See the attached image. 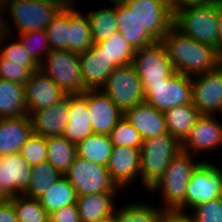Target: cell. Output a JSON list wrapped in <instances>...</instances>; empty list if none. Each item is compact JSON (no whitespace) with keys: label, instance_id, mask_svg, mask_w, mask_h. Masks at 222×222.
<instances>
[{"label":"cell","instance_id":"obj_4","mask_svg":"<svg viewBox=\"0 0 222 222\" xmlns=\"http://www.w3.org/2000/svg\"><path fill=\"white\" fill-rule=\"evenodd\" d=\"M173 26L198 42L212 45L218 52L219 24L216 1L176 12L173 15Z\"/></svg>","mask_w":222,"mask_h":222},{"label":"cell","instance_id":"obj_33","mask_svg":"<svg viewBox=\"0 0 222 222\" xmlns=\"http://www.w3.org/2000/svg\"><path fill=\"white\" fill-rule=\"evenodd\" d=\"M46 143L47 162L64 175L77 156L76 144L63 136L47 137Z\"/></svg>","mask_w":222,"mask_h":222},{"label":"cell","instance_id":"obj_43","mask_svg":"<svg viewBox=\"0 0 222 222\" xmlns=\"http://www.w3.org/2000/svg\"><path fill=\"white\" fill-rule=\"evenodd\" d=\"M190 213L194 222H222V196L197 206Z\"/></svg>","mask_w":222,"mask_h":222},{"label":"cell","instance_id":"obj_9","mask_svg":"<svg viewBox=\"0 0 222 222\" xmlns=\"http://www.w3.org/2000/svg\"><path fill=\"white\" fill-rule=\"evenodd\" d=\"M222 196V172L216 162L202 161L193 171L185 193V212Z\"/></svg>","mask_w":222,"mask_h":222},{"label":"cell","instance_id":"obj_17","mask_svg":"<svg viewBox=\"0 0 222 222\" xmlns=\"http://www.w3.org/2000/svg\"><path fill=\"white\" fill-rule=\"evenodd\" d=\"M87 108L94 134L109 135L123 113L101 89L87 90Z\"/></svg>","mask_w":222,"mask_h":222},{"label":"cell","instance_id":"obj_32","mask_svg":"<svg viewBox=\"0 0 222 222\" xmlns=\"http://www.w3.org/2000/svg\"><path fill=\"white\" fill-rule=\"evenodd\" d=\"M162 210L157 204L150 202H132L116 206L113 216L116 222H158Z\"/></svg>","mask_w":222,"mask_h":222},{"label":"cell","instance_id":"obj_19","mask_svg":"<svg viewBox=\"0 0 222 222\" xmlns=\"http://www.w3.org/2000/svg\"><path fill=\"white\" fill-rule=\"evenodd\" d=\"M68 95L51 106L29 113L33 134L47 137L62 136L69 122Z\"/></svg>","mask_w":222,"mask_h":222},{"label":"cell","instance_id":"obj_53","mask_svg":"<svg viewBox=\"0 0 222 222\" xmlns=\"http://www.w3.org/2000/svg\"><path fill=\"white\" fill-rule=\"evenodd\" d=\"M100 222H116L115 217L112 215L110 218H107L105 220H102Z\"/></svg>","mask_w":222,"mask_h":222},{"label":"cell","instance_id":"obj_28","mask_svg":"<svg viewBox=\"0 0 222 222\" xmlns=\"http://www.w3.org/2000/svg\"><path fill=\"white\" fill-rule=\"evenodd\" d=\"M94 44L88 15L77 9L69 11L68 50L86 52Z\"/></svg>","mask_w":222,"mask_h":222},{"label":"cell","instance_id":"obj_37","mask_svg":"<svg viewBox=\"0 0 222 222\" xmlns=\"http://www.w3.org/2000/svg\"><path fill=\"white\" fill-rule=\"evenodd\" d=\"M16 37H18L16 39L22 47L39 65L51 51L45 29L19 33Z\"/></svg>","mask_w":222,"mask_h":222},{"label":"cell","instance_id":"obj_34","mask_svg":"<svg viewBox=\"0 0 222 222\" xmlns=\"http://www.w3.org/2000/svg\"><path fill=\"white\" fill-rule=\"evenodd\" d=\"M64 175L45 161L32 166L29 187L23 194L29 198H38L45 192L49 186L60 180Z\"/></svg>","mask_w":222,"mask_h":222},{"label":"cell","instance_id":"obj_10","mask_svg":"<svg viewBox=\"0 0 222 222\" xmlns=\"http://www.w3.org/2000/svg\"><path fill=\"white\" fill-rule=\"evenodd\" d=\"M132 65L140 77L142 89L149 84L165 82L175 72L161 41L137 49Z\"/></svg>","mask_w":222,"mask_h":222},{"label":"cell","instance_id":"obj_45","mask_svg":"<svg viewBox=\"0 0 222 222\" xmlns=\"http://www.w3.org/2000/svg\"><path fill=\"white\" fill-rule=\"evenodd\" d=\"M216 0H168L172 15L190 7L204 6Z\"/></svg>","mask_w":222,"mask_h":222},{"label":"cell","instance_id":"obj_2","mask_svg":"<svg viewBox=\"0 0 222 222\" xmlns=\"http://www.w3.org/2000/svg\"><path fill=\"white\" fill-rule=\"evenodd\" d=\"M203 161L188 152L179 151L171 160L169 166L148 190L151 195L162 197V203L158 206L162 210H177L185 212V193L193 171Z\"/></svg>","mask_w":222,"mask_h":222},{"label":"cell","instance_id":"obj_12","mask_svg":"<svg viewBox=\"0 0 222 222\" xmlns=\"http://www.w3.org/2000/svg\"><path fill=\"white\" fill-rule=\"evenodd\" d=\"M216 115H200L189 135L181 143V149L203 161H210L209 153L222 146V123ZM202 153L204 156H202ZM205 153L208 155L206 156ZM201 154V155H200ZM206 158L204 159V157Z\"/></svg>","mask_w":222,"mask_h":222},{"label":"cell","instance_id":"obj_11","mask_svg":"<svg viewBox=\"0 0 222 222\" xmlns=\"http://www.w3.org/2000/svg\"><path fill=\"white\" fill-rule=\"evenodd\" d=\"M8 11V19H12L13 23H10L12 36L15 32L19 34L46 29L59 12L41 0H13Z\"/></svg>","mask_w":222,"mask_h":222},{"label":"cell","instance_id":"obj_47","mask_svg":"<svg viewBox=\"0 0 222 222\" xmlns=\"http://www.w3.org/2000/svg\"><path fill=\"white\" fill-rule=\"evenodd\" d=\"M0 222H17L15 209L8 199H0Z\"/></svg>","mask_w":222,"mask_h":222},{"label":"cell","instance_id":"obj_36","mask_svg":"<svg viewBox=\"0 0 222 222\" xmlns=\"http://www.w3.org/2000/svg\"><path fill=\"white\" fill-rule=\"evenodd\" d=\"M8 200L13 204L17 222H50L49 215L38 199L18 195Z\"/></svg>","mask_w":222,"mask_h":222},{"label":"cell","instance_id":"obj_52","mask_svg":"<svg viewBox=\"0 0 222 222\" xmlns=\"http://www.w3.org/2000/svg\"><path fill=\"white\" fill-rule=\"evenodd\" d=\"M13 0H0V5L3 7H9V4L12 2Z\"/></svg>","mask_w":222,"mask_h":222},{"label":"cell","instance_id":"obj_48","mask_svg":"<svg viewBox=\"0 0 222 222\" xmlns=\"http://www.w3.org/2000/svg\"><path fill=\"white\" fill-rule=\"evenodd\" d=\"M59 12L72 11L76 9V0H41Z\"/></svg>","mask_w":222,"mask_h":222},{"label":"cell","instance_id":"obj_29","mask_svg":"<svg viewBox=\"0 0 222 222\" xmlns=\"http://www.w3.org/2000/svg\"><path fill=\"white\" fill-rule=\"evenodd\" d=\"M77 192L69 180L63 176L60 180L49 186L47 192L39 196L37 199L48 215L55 210L61 209L68 205L76 204Z\"/></svg>","mask_w":222,"mask_h":222},{"label":"cell","instance_id":"obj_51","mask_svg":"<svg viewBox=\"0 0 222 222\" xmlns=\"http://www.w3.org/2000/svg\"><path fill=\"white\" fill-rule=\"evenodd\" d=\"M109 2H111V5H119V4H126L129 1L132 0H108Z\"/></svg>","mask_w":222,"mask_h":222},{"label":"cell","instance_id":"obj_23","mask_svg":"<svg viewBox=\"0 0 222 222\" xmlns=\"http://www.w3.org/2000/svg\"><path fill=\"white\" fill-rule=\"evenodd\" d=\"M32 134L30 116L0 119V157L19 152Z\"/></svg>","mask_w":222,"mask_h":222},{"label":"cell","instance_id":"obj_50","mask_svg":"<svg viewBox=\"0 0 222 222\" xmlns=\"http://www.w3.org/2000/svg\"><path fill=\"white\" fill-rule=\"evenodd\" d=\"M216 13L219 24L218 54L222 57V0H216Z\"/></svg>","mask_w":222,"mask_h":222},{"label":"cell","instance_id":"obj_5","mask_svg":"<svg viewBox=\"0 0 222 222\" xmlns=\"http://www.w3.org/2000/svg\"><path fill=\"white\" fill-rule=\"evenodd\" d=\"M40 69L47 74L66 95L82 94L87 89L82 79L78 53L66 50H51Z\"/></svg>","mask_w":222,"mask_h":222},{"label":"cell","instance_id":"obj_13","mask_svg":"<svg viewBox=\"0 0 222 222\" xmlns=\"http://www.w3.org/2000/svg\"><path fill=\"white\" fill-rule=\"evenodd\" d=\"M144 28L156 41H162L173 26L168 0H132L126 3Z\"/></svg>","mask_w":222,"mask_h":222},{"label":"cell","instance_id":"obj_27","mask_svg":"<svg viewBox=\"0 0 222 222\" xmlns=\"http://www.w3.org/2000/svg\"><path fill=\"white\" fill-rule=\"evenodd\" d=\"M164 115L167 132L182 143L201 114L191 103L166 110Z\"/></svg>","mask_w":222,"mask_h":222},{"label":"cell","instance_id":"obj_20","mask_svg":"<svg viewBox=\"0 0 222 222\" xmlns=\"http://www.w3.org/2000/svg\"><path fill=\"white\" fill-rule=\"evenodd\" d=\"M69 122L63 132V137L77 144L94 134L87 108V90L82 94L68 95Z\"/></svg>","mask_w":222,"mask_h":222},{"label":"cell","instance_id":"obj_46","mask_svg":"<svg viewBox=\"0 0 222 222\" xmlns=\"http://www.w3.org/2000/svg\"><path fill=\"white\" fill-rule=\"evenodd\" d=\"M158 222H194L189 212L177 210H164Z\"/></svg>","mask_w":222,"mask_h":222},{"label":"cell","instance_id":"obj_44","mask_svg":"<svg viewBox=\"0 0 222 222\" xmlns=\"http://www.w3.org/2000/svg\"><path fill=\"white\" fill-rule=\"evenodd\" d=\"M50 222H80L77 204L55 210L49 215Z\"/></svg>","mask_w":222,"mask_h":222},{"label":"cell","instance_id":"obj_30","mask_svg":"<svg viewBox=\"0 0 222 222\" xmlns=\"http://www.w3.org/2000/svg\"><path fill=\"white\" fill-rule=\"evenodd\" d=\"M77 156L95 164L107 166L113 152L109 135L92 134L76 144Z\"/></svg>","mask_w":222,"mask_h":222},{"label":"cell","instance_id":"obj_41","mask_svg":"<svg viewBox=\"0 0 222 222\" xmlns=\"http://www.w3.org/2000/svg\"><path fill=\"white\" fill-rule=\"evenodd\" d=\"M19 153L32 167L33 165L47 161V143L46 138L32 134L21 146Z\"/></svg>","mask_w":222,"mask_h":222},{"label":"cell","instance_id":"obj_3","mask_svg":"<svg viewBox=\"0 0 222 222\" xmlns=\"http://www.w3.org/2000/svg\"><path fill=\"white\" fill-rule=\"evenodd\" d=\"M181 143L168 132L145 139L141 146V184L145 192L163 175Z\"/></svg>","mask_w":222,"mask_h":222},{"label":"cell","instance_id":"obj_54","mask_svg":"<svg viewBox=\"0 0 222 222\" xmlns=\"http://www.w3.org/2000/svg\"><path fill=\"white\" fill-rule=\"evenodd\" d=\"M218 166L221 168V172H222V163L220 165L218 164Z\"/></svg>","mask_w":222,"mask_h":222},{"label":"cell","instance_id":"obj_15","mask_svg":"<svg viewBox=\"0 0 222 222\" xmlns=\"http://www.w3.org/2000/svg\"><path fill=\"white\" fill-rule=\"evenodd\" d=\"M31 170L19 152L0 157V199L23 195L29 187Z\"/></svg>","mask_w":222,"mask_h":222},{"label":"cell","instance_id":"obj_31","mask_svg":"<svg viewBox=\"0 0 222 222\" xmlns=\"http://www.w3.org/2000/svg\"><path fill=\"white\" fill-rule=\"evenodd\" d=\"M104 53L109 66L117 68L133 63L135 49L122 37L119 32L110 38L95 43Z\"/></svg>","mask_w":222,"mask_h":222},{"label":"cell","instance_id":"obj_7","mask_svg":"<svg viewBox=\"0 0 222 222\" xmlns=\"http://www.w3.org/2000/svg\"><path fill=\"white\" fill-rule=\"evenodd\" d=\"M144 101L165 112L192 103V76L174 72L165 82L149 84L143 89Z\"/></svg>","mask_w":222,"mask_h":222},{"label":"cell","instance_id":"obj_8","mask_svg":"<svg viewBox=\"0 0 222 222\" xmlns=\"http://www.w3.org/2000/svg\"><path fill=\"white\" fill-rule=\"evenodd\" d=\"M101 90L123 114L144 102L141 80L132 64L113 69Z\"/></svg>","mask_w":222,"mask_h":222},{"label":"cell","instance_id":"obj_18","mask_svg":"<svg viewBox=\"0 0 222 222\" xmlns=\"http://www.w3.org/2000/svg\"><path fill=\"white\" fill-rule=\"evenodd\" d=\"M28 114L62 100L65 92L41 69L33 72L24 85Z\"/></svg>","mask_w":222,"mask_h":222},{"label":"cell","instance_id":"obj_1","mask_svg":"<svg viewBox=\"0 0 222 222\" xmlns=\"http://www.w3.org/2000/svg\"><path fill=\"white\" fill-rule=\"evenodd\" d=\"M175 72L195 76L216 69L222 57L212 45L198 42L172 26L161 41Z\"/></svg>","mask_w":222,"mask_h":222},{"label":"cell","instance_id":"obj_6","mask_svg":"<svg viewBox=\"0 0 222 222\" xmlns=\"http://www.w3.org/2000/svg\"><path fill=\"white\" fill-rule=\"evenodd\" d=\"M64 176L75 188L78 197L97 193H120L121 190L111 180L107 167L95 164L79 156Z\"/></svg>","mask_w":222,"mask_h":222},{"label":"cell","instance_id":"obj_39","mask_svg":"<svg viewBox=\"0 0 222 222\" xmlns=\"http://www.w3.org/2000/svg\"><path fill=\"white\" fill-rule=\"evenodd\" d=\"M3 45V46H2ZM0 55L11 62L22 63L33 72L40 69V65L28 54L15 36L0 40Z\"/></svg>","mask_w":222,"mask_h":222},{"label":"cell","instance_id":"obj_26","mask_svg":"<svg viewBox=\"0 0 222 222\" xmlns=\"http://www.w3.org/2000/svg\"><path fill=\"white\" fill-rule=\"evenodd\" d=\"M29 116L24 85L0 78V118Z\"/></svg>","mask_w":222,"mask_h":222},{"label":"cell","instance_id":"obj_22","mask_svg":"<svg viewBox=\"0 0 222 222\" xmlns=\"http://www.w3.org/2000/svg\"><path fill=\"white\" fill-rule=\"evenodd\" d=\"M82 79L87 90L101 89L114 68L101 49L94 43L86 52L80 53Z\"/></svg>","mask_w":222,"mask_h":222},{"label":"cell","instance_id":"obj_16","mask_svg":"<svg viewBox=\"0 0 222 222\" xmlns=\"http://www.w3.org/2000/svg\"><path fill=\"white\" fill-rule=\"evenodd\" d=\"M140 162L141 148L113 146L106 167L111 180L121 191L127 190L134 180L141 181Z\"/></svg>","mask_w":222,"mask_h":222},{"label":"cell","instance_id":"obj_38","mask_svg":"<svg viewBox=\"0 0 222 222\" xmlns=\"http://www.w3.org/2000/svg\"><path fill=\"white\" fill-rule=\"evenodd\" d=\"M68 28L69 11L58 12L45 29L51 50L68 49Z\"/></svg>","mask_w":222,"mask_h":222},{"label":"cell","instance_id":"obj_25","mask_svg":"<svg viewBox=\"0 0 222 222\" xmlns=\"http://www.w3.org/2000/svg\"><path fill=\"white\" fill-rule=\"evenodd\" d=\"M118 32L135 49L157 42L142 26L126 4L115 5Z\"/></svg>","mask_w":222,"mask_h":222},{"label":"cell","instance_id":"obj_40","mask_svg":"<svg viewBox=\"0 0 222 222\" xmlns=\"http://www.w3.org/2000/svg\"><path fill=\"white\" fill-rule=\"evenodd\" d=\"M109 137L113 146L141 148L143 142L139 132L124 116L114 126Z\"/></svg>","mask_w":222,"mask_h":222},{"label":"cell","instance_id":"obj_14","mask_svg":"<svg viewBox=\"0 0 222 222\" xmlns=\"http://www.w3.org/2000/svg\"><path fill=\"white\" fill-rule=\"evenodd\" d=\"M192 104L201 115L221 114L222 62L210 72L192 76Z\"/></svg>","mask_w":222,"mask_h":222},{"label":"cell","instance_id":"obj_21","mask_svg":"<svg viewBox=\"0 0 222 222\" xmlns=\"http://www.w3.org/2000/svg\"><path fill=\"white\" fill-rule=\"evenodd\" d=\"M123 116L139 132L142 140L167 133L164 112L145 101L127 110Z\"/></svg>","mask_w":222,"mask_h":222},{"label":"cell","instance_id":"obj_42","mask_svg":"<svg viewBox=\"0 0 222 222\" xmlns=\"http://www.w3.org/2000/svg\"><path fill=\"white\" fill-rule=\"evenodd\" d=\"M33 71L22 63L11 62L0 55V78L25 85Z\"/></svg>","mask_w":222,"mask_h":222},{"label":"cell","instance_id":"obj_24","mask_svg":"<svg viewBox=\"0 0 222 222\" xmlns=\"http://www.w3.org/2000/svg\"><path fill=\"white\" fill-rule=\"evenodd\" d=\"M119 193H97L77 198L80 222H100L113 215Z\"/></svg>","mask_w":222,"mask_h":222},{"label":"cell","instance_id":"obj_35","mask_svg":"<svg viewBox=\"0 0 222 222\" xmlns=\"http://www.w3.org/2000/svg\"><path fill=\"white\" fill-rule=\"evenodd\" d=\"M89 18L90 28L94 43L110 38L118 32L115 17V5L103 7L86 12Z\"/></svg>","mask_w":222,"mask_h":222},{"label":"cell","instance_id":"obj_49","mask_svg":"<svg viewBox=\"0 0 222 222\" xmlns=\"http://www.w3.org/2000/svg\"><path fill=\"white\" fill-rule=\"evenodd\" d=\"M7 11V7L0 5V40L11 36L10 20L5 19V13Z\"/></svg>","mask_w":222,"mask_h":222}]
</instances>
